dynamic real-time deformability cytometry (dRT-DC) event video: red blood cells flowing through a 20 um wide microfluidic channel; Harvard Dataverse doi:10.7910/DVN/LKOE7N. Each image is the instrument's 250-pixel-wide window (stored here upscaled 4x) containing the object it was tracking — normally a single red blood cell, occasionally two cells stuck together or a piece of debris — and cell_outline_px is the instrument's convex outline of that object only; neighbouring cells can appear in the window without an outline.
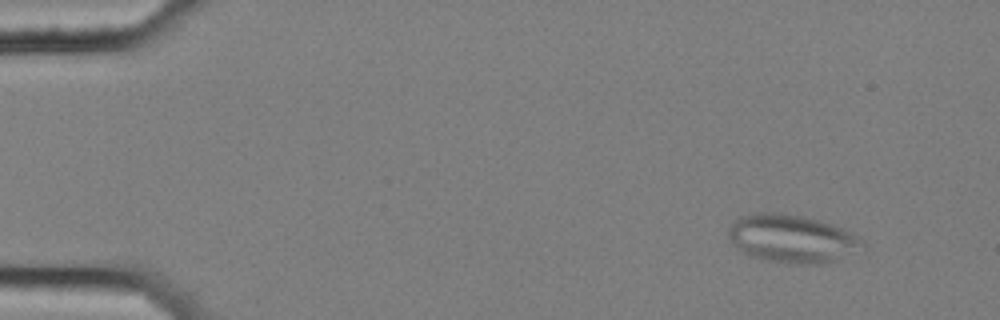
{"species": "common noctule bat (a hibernating species)", "species_latin": "Nyctalus noctula", "temperature_condition": "cold", "stored_images_in_passage": 57, "camera_frame_rate_fps": 3000, "um_per_image_px": 0.085, "animal": {"sex": "female", "body_mass_g": 25.1}, "frame": {"image": 1, "passage_image": 6, "time_ms": 1.667, "image_size_px": [1000, 320], "cell_outline_px": [[864, 244], [836, 260], [824, 264], [788, 264], [764, 260], [748, 256], [736, 248], [732, 244], [728, 236], [728, 228], [732, 220], [736, 216], [756, 212], [776, 212], [800, 216], [820, 220], [832, 224], [852, 232], [864, 240]], "centroid_in_image_um": [67.21, 20.28], "position_along_channel_um": 17.8, "area_um2": 37.92}}
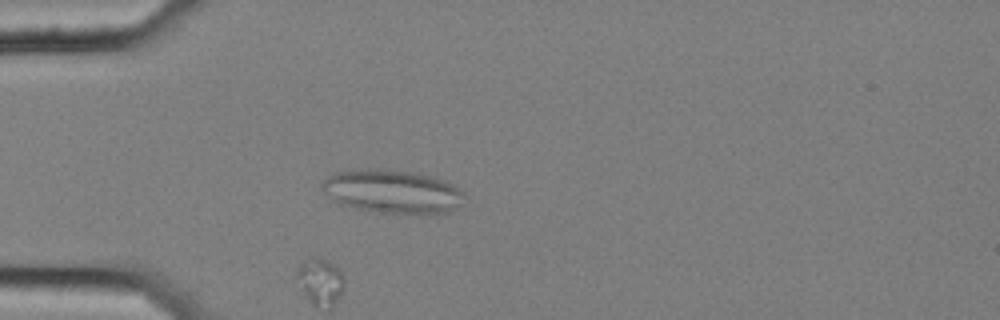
{"frame": {"image": 2, "passage_image": 17, "time_ms": 5.333, "image_size_px": [1000, 320], "cell_outline_px": [[464, 192], [460, 204], [456, 208], [448, 212], [436, 216], [380, 212], [356, 208], [340, 204], [332, 200], [320, 188], [320, 184], [328, 176], [336, 172], [376, 168], [384, 168], [416, 172], [432, 176], [444, 180], [452, 184]], "centroid_in_image_um": [33.37, 16.29], "position_along_channel_um": 51.6, "area_um2": 36.7}}
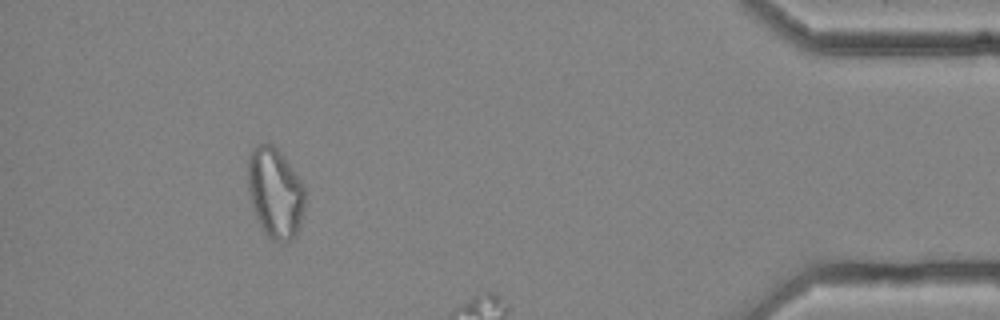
{"frame": {"image": 3, "passage_image": 53, "time_ms": 17.333, "image_size_px": [1000, 320], "cell_outline_px": [[304, 208], [300, 224], [296, 232], [288, 244], [280, 244], [272, 240], [260, 228], [248, 192], [248, 160], [252, 148], [256, 144], [272, 144], [284, 156], [300, 180], [304, 188]], "centroid_in_image_um": [23.37, 16.42], "position_along_channel_um": 411.8, "area_um2": 30.11}}